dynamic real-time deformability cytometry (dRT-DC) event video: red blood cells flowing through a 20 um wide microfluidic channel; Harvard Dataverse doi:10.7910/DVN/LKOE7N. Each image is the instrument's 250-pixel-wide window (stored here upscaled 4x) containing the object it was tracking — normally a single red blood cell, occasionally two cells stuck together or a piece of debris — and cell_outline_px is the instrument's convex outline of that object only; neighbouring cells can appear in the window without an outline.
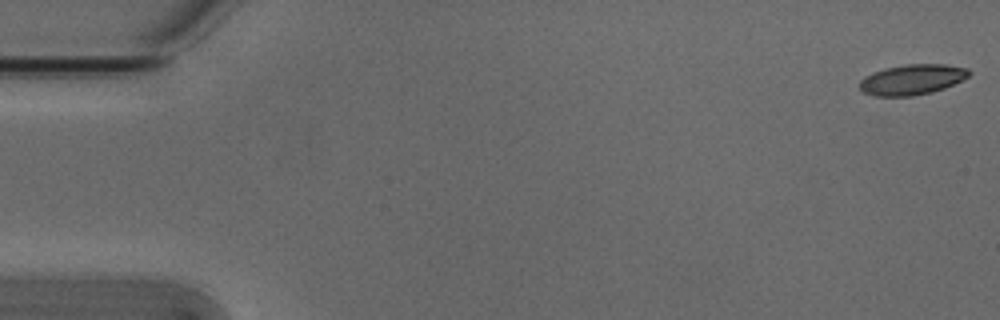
{"species": "Egyptian fruit bat (a non-hibernating species)", "species_latin": "Rousettus aegyptiacus", "temperature_condition": "cold", "stored_images_in_passage": 54, "camera_frame_rate_fps": 3000, "um_per_image_px": 0.085, "animal": {"sex": "male"}, "frame": {"image": 1, "passage_image": 1, "time_ms": 0.0, "image_size_px": [1000, 320], "cell_outline_px": [[972, 72], [968, 76], [944, 88], [932, 92], [912, 96], [872, 96], [864, 92], [860, 88], [860, 80], [864, 76], [872, 72], [884, 68], [904, 64], [944, 64], [968, 68]], "centroid_in_image_um": [77.5, 6.75], "position_along_channel_um": 7.5, "area_um2": 19.42}}
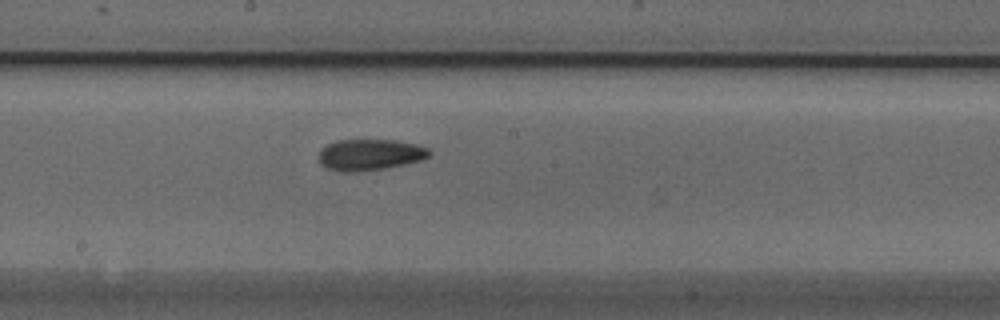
{"frame": {"image": 2, "passage_image": 29, "time_ms": 9.333, "image_size_px": [1000, 320], "cell_outline_px": [[432, 152], [428, 156], [420, 160], [404, 164], [384, 168], [348, 172], [344, 172], [328, 168], [320, 164], [320, 148], [336, 140], [396, 140], [420, 144], [428, 148]], "centroid_in_image_um": [31.46, 13.13], "position_along_channel_um": 216.7, "area_um2": 20.0}}
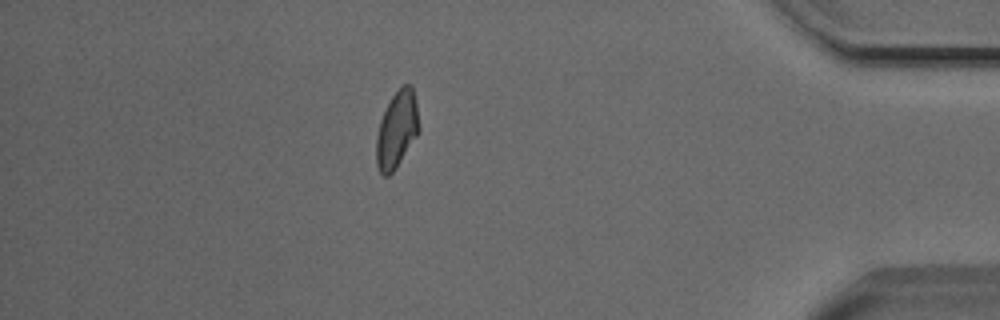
{"frame": {"image": 3, "passage_image": 47, "time_ms": 15.333, "image_size_px": [1000, 320], "cell_outline_px": [[420, 132], [396, 168], [388, 176], [384, 176], [380, 172], [376, 164], [376, 136], [380, 120], [392, 96], [404, 84], [412, 84], [416, 100], [420, 128]], "centroid_in_image_um": [33.75, 11.03], "position_along_channel_um": 401.5, "area_um2": 19.25}, "authors_computed_cell_mechanics": {"area_um2": 19.6231, "velocity_mm_per_s": 3.8103, "shape_relaxation_time_tau1_ms": 3.6258, "shape_relaxation_time_tau2_ms": 3.418, "deformation_change_tau1": 0.1172, "deformation_change_tau2": 0.1012}}